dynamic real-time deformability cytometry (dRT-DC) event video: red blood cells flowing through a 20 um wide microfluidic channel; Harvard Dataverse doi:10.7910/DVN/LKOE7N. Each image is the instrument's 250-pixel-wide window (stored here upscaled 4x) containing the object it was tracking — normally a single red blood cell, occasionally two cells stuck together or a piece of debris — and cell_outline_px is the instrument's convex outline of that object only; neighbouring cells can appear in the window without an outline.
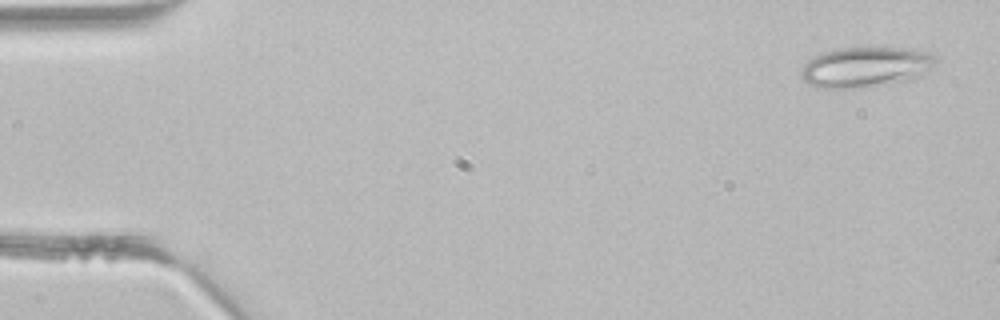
{"species": "common noctule bat (a hibernating species)", "species_latin": "Nyctalus noctula", "temperature_condition": "room temperature", "stored_images_in_passage": 3, "camera_frame_rate_fps": 3000, "um_per_image_px": 0.085, "animal": {"sex": "male", "body_mass_g": 21.5, "forearm_length_mm": 52.0}, "frame": {"image": 1, "passage_image": 2, "time_ms": 0.333, "image_size_px": [1000, 320], "cell_outline_px": [[936, 60], [920, 76], [912, 80], [860, 88], [820, 88], [808, 84], [804, 80], [800, 72], [804, 64], [812, 56], [820, 52], [836, 48], [912, 48], [936, 56]], "centroid_in_image_um": [73.51, 5.7], "position_along_channel_um": 11.5, "area_um2": 31.67}}